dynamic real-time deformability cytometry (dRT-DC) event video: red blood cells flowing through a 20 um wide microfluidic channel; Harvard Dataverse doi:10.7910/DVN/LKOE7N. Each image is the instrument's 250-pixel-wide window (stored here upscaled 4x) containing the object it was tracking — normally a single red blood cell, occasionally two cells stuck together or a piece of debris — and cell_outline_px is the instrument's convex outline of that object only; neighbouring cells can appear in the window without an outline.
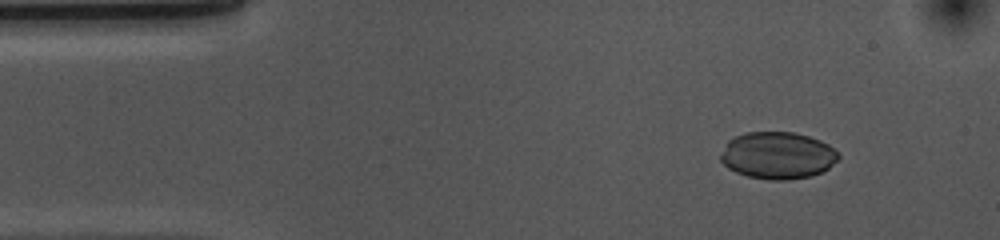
{"species": "common noctule bat (a hibernating species)", "species_latin": "Nyctalus noctula", "temperature_condition": "cold", "stored_images_in_passage": 53, "camera_frame_rate_fps": 3000, "um_per_image_px": 0.085, "animal": {"sex": "female", "body_mass_g": 10.0, "forearm_length_mm": 53.1}, "frame": {"image": 1, "passage_image": 6, "time_ms": 1.667, "image_size_px": [1000, 240], "cell_outline_px": [[840, 156], [824, 172], [812, 176], [788, 180], [768, 180], [748, 176], [736, 172], [728, 168], [720, 160], [720, 156], [724, 144], [728, 140], [744, 132], [792, 132], [808, 136], [820, 140], [828, 144], [840, 152]], "centroid_in_image_um": [66.1, 13.21], "position_along_channel_um": 18.9, "area_um2": 32.6}}
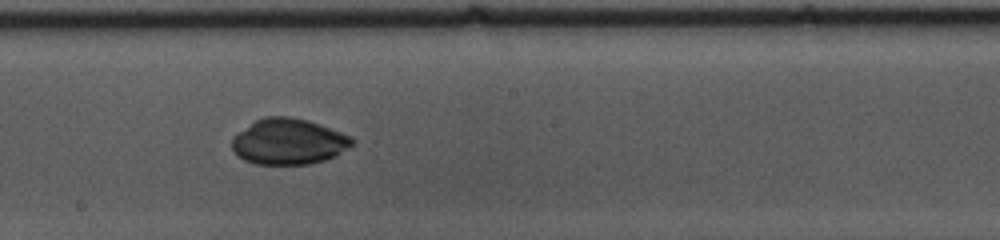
{"frame": {"image": 2, "passage_image": 28, "time_ms": 9.0, "image_size_px": [1000, 240], "cell_outline_px": [[356, 144], [336, 156], [324, 160], [308, 164], [256, 164], [244, 160], [232, 148], [232, 136], [256, 120], [264, 116], [288, 116], [308, 120], [320, 124], [352, 136], [356, 140]], "centroid_in_image_um": [24.58, 12.03], "position_along_channel_um": 223.6, "area_um2": 32.31}}
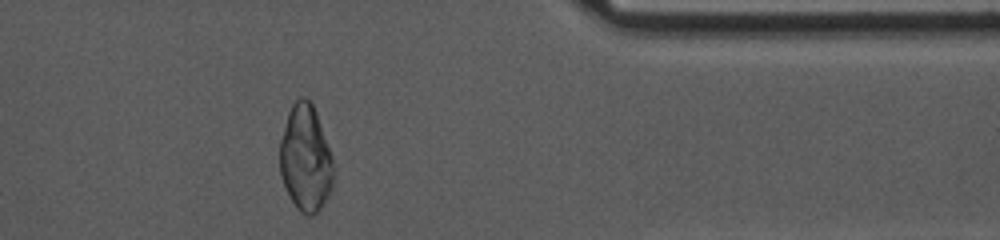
{"frame": {"image": 3, "passage_image": 43, "time_ms": 14.0, "image_size_px": [1000, 240], "cell_outline_px": [[332, 188], [324, 204], [312, 216], [308, 216], [300, 212], [292, 200], [280, 176], [280, 140], [288, 112], [292, 104], [300, 96], [304, 96], [312, 104], [316, 112], [332, 156]], "centroid_in_image_um": [25.96, 13.46], "position_along_channel_um": 385.4, "area_um2": 33.0}}